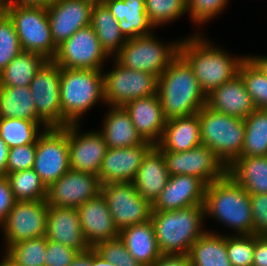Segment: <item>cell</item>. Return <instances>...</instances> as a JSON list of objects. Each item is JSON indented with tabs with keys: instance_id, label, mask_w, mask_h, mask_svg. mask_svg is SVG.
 <instances>
[{
	"instance_id": "ffe728a7",
	"label": "cell",
	"mask_w": 267,
	"mask_h": 266,
	"mask_svg": "<svg viewBox=\"0 0 267 266\" xmlns=\"http://www.w3.org/2000/svg\"><path fill=\"white\" fill-rule=\"evenodd\" d=\"M206 184L195 176H170L159 197L152 204V211H173L203 205Z\"/></svg>"
},
{
	"instance_id": "9c48e42d",
	"label": "cell",
	"mask_w": 267,
	"mask_h": 266,
	"mask_svg": "<svg viewBox=\"0 0 267 266\" xmlns=\"http://www.w3.org/2000/svg\"><path fill=\"white\" fill-rule=\"evenodd\" d=\"M114 68L103 73L105 104L125 106L127 103L157 93L158 77L144 71L123 67L114 60Z\"/></svg>"
},
{
	"instance_id": "11a10c76",
	"label": "cell",
	"mask_w": 267,
	"mask_h": 266,
	"mask_svg": "<svg viewBox=\"0 0 267 266\" xmlns=\"http://www.w3.org/2000/svg\"><path fill=\"white\" fill-rule=\"evenodd\" d=\"M258 69L267 76V57L266 56H247Z\"/></svg>"
},
{
	"instance_id": "d6986e66",
	"label": "cell",
	"mask_w": 267,
	"mask_h": 266,
	"mask_svg": "<svg viewBox=\"0 0 267 266\" xmlns=\"http://www.w3.org/2000/svg\"><path fill=\"white\" fill-rule=\"evenodd\" d=\"M154 145L145 141L141 145L120 149L108 148L98 178L101 185L111 182H130L135 179L144 156Z\"/></svg>"
},
{
	"instance_id": "816d5d0a",
	"label": "cell",
	"mask_w": 267,
	"mask_h": 266,
	"mask_svg": "<svg viewBox=\"0 0 267 266\" xmlns=\"http://www.w3.org/2000/svg\"><path fill=\"white\" fill-rule=\"evenodd\" d=\"M55 0H3L8 5H20V6H50Z\"/></svg>"
},
{
	"instance_id": "680465c9",
	"label": "cell",
	"mask_w": 267,
	"mask_h": 266,
	"mask_svg": "<svg viewBox=\"0 0 267 266\" xmlns=\"http://www.w3.org/2000/svg\"><path fill=\"white\" fill-rule=\"evenodd\" d=\"M7 5L3 2V0H0V10H6Z\"/></svg>"
},
{
	"instance_id": "d590c367",
	"label": "cell",
	"mask_w": 267,
	"mask_h": 266,
	"mask_svg": "<svg viewBox=\"0 0 267 266\" xmlns=\"http://www.w3.org/2000/svg\"><path fill=\"white\" fill-rule=\"evenodd\" d=\"M16 201H39L47 199V187L33 169L7 174Z\"/></svg>"
},
{
	"instance_id": "7c38bea8",
	"label": "cell",
	"mask_w": 267,
	"mask_h": 266,
	"mask_svg": "<svg viewBox=\"0 0 267 266\" xmlns=\"http://www.w3.org/2000/svg\"><path fill=\"white\" fill-rule=\"evenodd\" d=\"M170 176L187 175L201 179L206 185L227 175V166L207 146L200 145L183 152L161 151Z\"/></svg>"
},
{
	"instance_id": "8fae6325",
	"label": "cell",
	"mask_w": 267,
	"mask_h": 266,
	"mask_svg": "<svg viewBox=\"0 0 267 266\" xmlns=\"http://www.w3.org/2000/svg\"><path fill=\"white\" fill-rule=\"evenodd\" d=\"M32 169L47 188L70 169L68 136L62 128L41 131Z\"/></svg>"
},
{
	"instance_id": "ee69618b",
	"label": "cell",
	"mask_w": 267,
	"mask_h": 266,
	"mask_svg": "<svg viewBox=\"0 0 267 266\" xmlns=\"http://www.w3.org/2000/svg\"><path fill=\"white\" fill-rule=\"evenodd\" d=\"M228 0H187V12L195 25H202L219 15Z\"/></svg>"
},
{
	"instance_id": "7a4b0ae2",
	"label": "cell",
	"mask_w": 267,
	"mask_h": 266,
	"mask_svg": "<svg viewBox=\"0 0 267 266\" xmlns=\"http://www.w3.org/2000/svg\"><path fill=\"white\" fill-rule=\"evenodd\" d=\"M157 94L166 120L193 115L206 105V94L180 55L158 77Z\"/></svg>"
},
{
	"instance_id": "74e56055",
	"label": "cell",
	"mask_w": 267,
	"mask_h": 266,
	"mask_svg": "<svg viewBox=\"0 0 267 266\" xmlns=\"http://www.w3.org/2000/svg\"><path fill=\"white\" fill-rule=\"evenodd\" d=\"M47 238L36 237L11 245L5 254L19 266H45Z\"/></svg>"
},
{
	"instance_id": "f907efd6",
	"label": "cell",
	"mask_w": 267,
	"mask_h": 266,
	"mask_svg": "<svg viewBox=\"0 0 267 266\" xmlns=\"http://www.w3.org/2000/svg\"><path fill=\"white\" fill-rule=\"evenodd\" d=\"M252 266H267V236L255 235Z\"/></svg>"
},
{
	"instance_id": "6da1fadb",
	"label": "cell",
	"mask_w": 267,
	"mask_h": 266,
	"mask_svg": "<svg viewBox=\"0 0 267 266\" xmlns=\"http://www.w3.org/2000/svg\"><path fill=\"white\" fill-rule=\"evenodd\" d=\"M179 55L192 68L203 92L208 95L237 74L246 56L231 57L223 49L210 44L199 33L180 41Z\"/></svg>"
},
{
	"instance_id": "f1b7e54d",
	"label": "cell",
	"mask_w": 267,
	"mask_h": 266,
	"mask_svg": "<svg viewBox=\"0 0 267 266\" xmlns=\"http://www.w3.org/2000/svg\"><path fill=\"white\" fill-rule=\"evenodd\" d=\"M119 238L128 252L143 266H150L161 256L151 220L121 229Z\"/></svg>"
},
{
	"instance_id": "4316f807",
	"label": "cell",
	"mask_w": 267,
	"mask_h": 266,
	"mask_svg": "<svg viewBox=\"0 0 267 266\" xmlns=\"http://www.w3.org/2000/svg\"><path fill=\"white\" fill-rule=\"evenodd\" d=\"M201 145L198 113L166 121L163 136L155 145L160 151L183 152Z\"/></svg>"
},
{
	"instance_id": "ab89813d",
	"label": "cell",
	"mask_w": 267,
	"mask_h": 266,
	"mask_svg": "<svg viewBox=\"0 0 267 266\" xmlns=\"http://www.w3.org/2000/svg\"><path fill=\"white\" fill-rule=\"evenodd\" d=\"M145 11L153 27L175 21L187 12V0H145Z\"/></svg>"
},
{
	"instance_id": "d6a6232c",
	"label": "cell",
	"mask_w": 267,
	"mask_h": 266,
	"mask_svg": "<svg viewBox=\"0 0 267 266\" xmlns=\"http://www.w3.org/2000/svg\"><path fill=\"white\" fill-rule=\"evenodd\" d=\"M191 266H232L227 255L226 236L207 231L188 252Z\"/></svg>"
},
{
	"instance_id": "ac0fdd59",
	"label": "cell",
	"mask_w": 267,
	"mask_h": 266,
	"mask_svg": "<svg viewBox=\"0 0 267 266\" xmlns=\"http://www.w3.org/2000/svg\"><path fill=\"white\" fill-rule=\"evenodd\" d=\"M96 0H55L47 8L52 39L56 46L76 31L91 24L92 8Z\"/></svg>"
},
{
	"instance_id": "4dcf8cb0",
	"label": "cell",
	"mask_w": 267,
	"mask_h": 266,
	"mask_svg": "<svg viewBox=\"0 0 267 266\" xmlns=\"http://www.w3.org/2000/svg\"><path fill=\"white\" fill-rule=\"evenodd\" d=\"M90 26L108 56H116L127 41L120 32L118 21L102 1L93 5Z\"/></svg>"
},
{
	"instance_id": "3957f363",
	"label": "cell",
	"mask_w": 267,
	"mask_h": 266,
	"mask_svg": "<svg viewBox=\"0 0 267 266\" xmlns=\"http://www.w3.org/2000/svg\"><path fill=\"white\" fill-rule=\"evenodd\" d=\"M204 206L173 211H152L151 221L161 254H188L192 244L208 230L202 228Z\"/></svg>"
},
{
	"instance_id": "e575fe53",
	"label": "cell",
	"mask_w": 267,
	"mask_h": 266,
	"mask_svg": "<svg viewBox=\"0 0 267 266\" xmlns=\"http://www.w3.org/2000/svg\"><path fill=\"white\" fill-rule=\"evenodd\" d=\"M244 122L242 157L267 156V109L257 108Z\"/></svg>"
},
{
	"instance_id": "9f6ffc18",
	"label": "cell",
	"mask_w": 267,
	"mask_h": 266,
	"mask_svg": "<svg viewBox=\"0 0 267 266\" xmlns=\"http://www.w3.org/2000/svg\"><path fill=\"white\" fill-rule=\"evenodd\" d=\"M91 266H115L91 248Z\"/></svg>"
},
{
	"instance_id": "f5cc1de1",
	"label": "cell",
	"mask_w": 267,
	"mask_h": 266,
	"mask_svg": "<svg viewBox=\"0 0 267 266\" xmlns=\"http://www.w3.org/2000/svg\"><path fill=\"white\" fill-rule=\"evenodd\" d=\"M9 147L0 137V177L7 176V158L9 154Z\"/></svg>"
},
{
	"instance_id": "83f0119b",
	"label": "cell",
	"mask_w": 267,
	"mask_h": 266,
	"mask_svg": "<svg viewBox=\"0 0 267 266\" xmlns=\"http://www.w3.org/2000/svg\"><path fill=\"white\" fill-rule=\"evenodd\" d=\"M109 107L110 111L103 118V129L99 131L108 148L120 149L143 144L145 140L134 127L124 106Z\"/></svg>"
},
{
	"instance_id": "f546056e",
	"label": "cell",
	"mask_w": 267,
	"mask_h": 266,
	"mask_svg": "<svg viewBox=\"0 0 267 266\" xmlns=\"http://www.w3.org/2000/svg\"><path fill=\"white\" fill-rule=\"evenodd\" d=\"M227 175L248 194H267V156L236 158Z\"/></svg>"
},
{
	"instance_id": "db71d44e",
	"label": "cell",
	"mask_w": 267,
	"mask_h": 266,
	"mask_svg": "<svg viewBox=\"0 0 267 266\" xmlns=\"http://www.w3.org/2000/svg\"><path fill=\"white\" fill-rule=\"evenodd\" d=\"M69 266H91V248L85 253H79Z\"/></svg>"
},
{
	"instance_id": "b9f144b4",
	"label": "cell",
	"mask_w": 267,
	"mask_h": 266,
	"mask_svg": "<svg viewBox=\"0 0 267 266\" xmlns=\"http://www.w3.org/2000/svg\"><path fill=\"white\" fill-rule=\"evenodd\" d=\"M21 51L13 22L5 14L0 20V73Z\"/></svg>"
},
{
	"instance_id": "91938a15",
	"label": "cell",
	"mask_w": 267,
	"mask_h": 266,
	"mask_svg": "<svg viewBox=\"0 0 267 266\" xmlns=\"http://www.w3.org/2000/svg\"><path fill=\"white\" fill-rule=\"evenodd\" d=\"M6 14V10H0V20Z\"/></svg>"
},
{
	"instance_id": "e0dca14e",
	"label": "cell",
	"mask_w": 267,
	"mask_h": 266,
	"mask_svg": "<svg viewBox=\"0 0 267 266\" xmlns=\"http://www.w3.org/2000/svg\"><path fill=\"white\" fill-rule=\"evenodd\" d=\"M62 129L68 136L70 169L98 176L108 150L99 130L81 134L78 130L79 124H69Z\"/></svg>"
},
{
	"instance_id": "cb8c5ba5",
	"label": "cell",
	"mask_w": 267,
	"mask_h": 266,
	"mask_svg": "<svg viewBox=\"0 0 267 266\" xmlns=\"http://www.w3.org/2000/svg\"><path fill=\"white\" fill-rule=\"evenodd\" d=\"M206 106L241 119H245L257 109L238 74L206 95Z\"/></svg>"
},
{
	"instance_id": "ba28073f",
	"label": "cell",
	"mask_w": 267,
	"mask_h": 266,
	"mask_svg": "<svg viewBox=\"0 0 267 266\" xmlns=\"http://www.w3.org/2000/svg\"><path fill=\"white\" fill-rule=\"evenodd\" d=\"M153 34L127 39L114 56L116 61L125 68L159 77L179 55L180 40L170 44L161 43Z\"/></svg>"
},
{
	"instance_id": "30bf717a",
	"label": "cell",
	"mask_w": 267,
	"mask_h": 266,
	"mask_svg": "<svg viewBox=\"0 0 267 266\" xmlns=\"http://www.w3.org/2000/svg\"><path fill=\"white\" fill-rule=\"evenodd\" d=\"M101 193L119 231L151 219L152 204L141 197L133 183H106L101 186Z\"/></svg>"
},
{
	"instance_id": "7402d4cb",
	"label": "cell",
	"mask_w": 267,
	"mask_h": 266,
	"mask_svg": "<svg viewBox=\"0 0 267 266\" xmlns=\"http://www.w3.org/2000/svg\"><path fill=\"white\" fill-rule=\"evenodd\" d=\"M46 238L71 247L79 253H85L91 248L84 238L76 208L49 206Z\"/></svg>"
},
{
	"instance_id": "9a60e30c",
	"label": "cell",
	"mask_w": 267,
	"mask_h": 266,
	"mask_svg": "<svg viewBox=\"0 0 267 266\" xmlns=\"http://www.w3.org/2000/svg\"><path fill=\"white\" fill-rule=\"evenodd\" d=\"M48 211L47 200L16 201L1 225L5 235V251L15 243L46 236Z\"/></svg>"
},
{
	"instance_id": "5b68a950",
	"label": "cell",
	"mask_w": 267,
	"mask_h": 266,
	"mask_svg": "<svg viewBox=\"0 0 267 266\" xmlns=\"http://www.w3.org/2000/svg\"><path fill=\"white\" fill-rule=\"evenodd\" d=\"M60 98L62 127L78 124L83 113L105 102L102 70L61 68Z\"/></svg>"
},
{
	"instance_id": "7bdbcfd3",
	"label": "cell",
	"mask_w": 267,
	"mask_h": 266,
	"mask_svg": "<svg viewBox=\"0 0 267 266\" xmlns=\"http://www.w3.org/2000/svg\"><path fill=\"white\" fill-rule=\"evenodd\" d=\"M93 249L115 266H143L128 252L124 242L119 237L101 241Z\"/></svg>"
},
{
	"instance_id": "44dd1931",
	"label": "cell",
	"mask_w": 267,
	"mask_h": 266,
	"mask_svg": "<svg viewBox=\"0 0 267 266\" xmlns=\"http://www.w3.org/2000/svg\"><path fill=\"white\" fill-rule=\"evenodd\" d=\"M85 240L93 248L97 243L119 237L104 195L100 192L77 208Z\"/></svg>"
},
{
	"instance_id": "f6af8a7d",
	"label": "cell",
	"mask_w": 267,
	"mask_h": 266,
	"mask_svg": "<svg viewBox=\"0 0 267 266\" xmlns=\"http://www.w3.org/2000/svg\"><path fill=\"white\" fill-rule=\"evenodd\" d=\"M36 156V141L31 144L9 149L7 174L32 169Z\"/></svg>"
},
{
	"instance_id": "2e32d148",
	"label": "cell",
	"mask_w": 267,
	"mask_h": 266,
	"mask_svg": "<svg viewBox=\"0 0 267 266\" xmlns=\"http://www.w3.org/2000/svg\"><path fill=\"white\" fill-rule=\"evenodd\" d=\"M97 175L69 169L47 188V204L59 208H78L101 192Z\"/></svg>"
},
{
	"instance_id": "1f68e13d",
	"label": "cell",
	"mask_w": 267,
	"mask_h": 266,
	"mask_svg": "<svg viewBox=\"0 0 267 266\" xmlns=\"http://www.w3.org/2000/svg\"><path fill=\"white\" fill-rule=\"evenodd\" d=\"M0 118H20L48 127L37 117L29 86L0 87Z\"/></svg>"
},
{
	"instance_id": "6f0895ef",
	"label": "cell",
	"mask_w": 267,
	"mask_h": 266,
	"mask_svg": "<svg viewBox=\"0 0 267 266\" xmlns=\"http://www.w3.org/2000/svg\"><path fill=\"white\" fill-rule=\"evenodd\" d=\"M0 266H19L13 260H11L6 254L3 256Z\"/></svg>"
},
{
	"instance_id": "60d3db41",
	"label": "cell",
	"mask_w": 267,
	"mask_h": 266,
	"mask_svg": "<svg viewBox=\"0 0 267 266\" xmlns=\"http://www.w3.org/2000/svg\"><path fill=\"white\" fill-rule=\"evenodd\" d=\"M255 235H226L227 255L232 266H252Z\"/></svg>"
},
{
	"instance_id": "5bb4252c",
	"label": "cell",
	"mask_w": 267,
	"mask_h": 266,
	"mask_svg": "<svg viewBox=\"0 0 267 266\" xmlns=\"http://www.w3.org/2000/svg\"><path fill=\"white\" fill-rule=\"evenodd\" d=\"M60 70L56 63L48 60L29 85L37 117L48 128H62Z\"/></svg>"
},
{
	"instance_id": "7dc6e473",
	"label": "cell",
	"mask_w": 267,
	"mask_h": 266,
	"mask_svg": "<svg viewBox=\"0 0 267 266\" xmlns=\"http://www.w3.org/2000/svg\"><path fill=\"white\" fill-rule=\"evenodd\" d=\"M45 266H69L79 252L66 245L47 240Z\"/></svg>"
},
{
	"instance_id": "f35d334b",
	"label": "cell",
	"mask_w": 267,
	"mask_h": 266,
	"mask_svg": "<svg viewBox=\"0 0 267 266\" xmlns=\"http://www.w3.org/2000/svg\"><path fill=\"white\" fill-rule=\"evenodd\" d=\"M238 75L243 80L255 107L267 109V76L247 56L239 66Z\"/></svg>"
},
{
	"instance_id": "8992f818",
	"label": "cell",
	"mask_w": 267,
	"mask_h": 266,
	"mask_svg": "<svg viewBox=\"0 0 267 266\" xmlns=\"http://www.w3.org/2000/svg\"><path fill=\"white\" fill-rule=\"evenodd\" d=\"M201 145L211 149L228 167L242 157L244 119L214 111L206 105L198 112Z\"/></svg>"
},
{
	"instance_id": "836d02e7",
	"label": "cell",
	"mask_w": 267,
	"mask_h": 266,
	"mask_svg": "<svg viewBox=\"0 0 267 266\" xmlns=\"http://www.w3.org/2000/svg\"><path fill=\"white\" fill-rule=\"evenodd\" d=\"M47 61L38 53L22 50L0 73V87L29 86Z\"/></svg>"
},
{
	"instance_id": "c3c4849f",
	"label": "cell",
	"mask_w": 267,
	"mask_h": 266,
	"mask_svg": "<svg viewBox=\"0 0 267 266\" xmlns=\"http://www.w3.org/2000/svg\"><path fill=\"white\" fill-rule=\"evenodd\" d=\"M15 202L9 180L6 177H0V226L5 222Z\"/></svg>"
},
{
	"instance_id": "d4e9b609",
	"label": "cell",
	"mask_w": 267,
	"mask_h": 266,
	"mask_svg": "<svg viewBox=\"0 0 267 266\" xmlns=\"http://www.w3.org/2000/svg\"><path fill=\"white\" fill-rule=\"evenodd\" d=\"M169 177L163 153L154 145L144 156L132 183L141 197L153 204Z\"/></svg>"
},
{
	"instance_id": "4fadbf2b",
	"label": "cell",
	"mask_w": 267,
	"mask_h": 266,
	"mask_svg": "<svg viewBox=\"0 0 267 266\" xmlns=\"http://www.w3.org/2000/svg\"><path fill=\"white\" fill-rule=\"evenodd\" d=\"M107 57L109 56L102 49L96 33L89 25L79 29L57 46L52 61L60 68L103 70L102 66Z\"/></svg>"
},
{
	"instance_id": "bcb514c9",
	"label": "cell",
	"mask_w": 267,
	"mask_h": 266,
	"mask_svg": "<svg viewBox=\"0 0 267 266\" xmlns=\"http://www.w3.org/2000/svg\"><path fill=\"white\" fill-rule=\"evenodd\" d=\"M253 234L267 236V194H249Z\"/></svg>"
},
{
	"instance_id": "603a6c76",
	"label": "cell",
	"mask_w": 267,
	"mask_h": 266,
	"mask_svg": "<svg viewBox=\"0 0 267 266\" xmlns=\"http://www.w3.org/2000/svg\"><path fill=\"white\" fill-rule=\"evenodd\" d=\"M124 108L128 111L131 121L141 137L153 145H157L164 132L166 119L163 114L159 95L135 99Z\"/></svg>"
},
{
	"instance_id": "681fc988",
	"label": "cell",
	"mask_w": 267,
	"mask_h": 266,
	"mask_svg": "<svg viewBox=\"0 0 267 266\" xmlns=\"http://www.w3.org/2000/svg\"><path fill=\"white\" fill-rule=\"evenodd\" d=\"M150 266H191L188 254H161Z\"/></svg>"
},
{
	"instance_id": "484cf974",
	"label": "cell",
	"mask_w": 267,
	"mask_h": 266,
	"mask_svg": "<svg viewBox=\"0 0 267 266\" xmlns=\"http://www.w3.org/2000/svg\"><path fill=\"white\" fill-rule=\"evenodd\" d=\"M119 23L126 39L146 36L154 29L145 11V0H102Z\"/></svg>"
},
{
	"instance_id": "277c9868",
	"label": "cell",
	"mask_w": 267,
	"mask_h": 266,
	"mask_svg": "<svg viewBox=\"0 0 267 266\" xmlns=\"http://www.w3.org/2000/svg\"><path fill=\"white\" fill-rule=\"evenodd\" d=\"M203 206L205 216H213L238 235L253 234L249 194L229 175L206 185Z\"/></svg>"
},
{
	"instance_id": "8d00e7d4",
	"label": "cell",
	"mask_w": 267,
	"mask_h": 266,
	"mask_svg": "<svg viewBox=\"0 0 267 266\" xmlns=\"http://www.w3.org/2000/svg\"><path fill=\"white\" fill-rule=\"evenodd\" d=\"M40 125L35 121L20 118H0V137L9 148L34 143Z\"/></svg>"
},
{
	"instance_id": "52a82bcc",
	"label": "cell",
	"mask_w": 267,
	"mask_h": 266,
	"mask_svg": "<svg viewBox=\"0 0 267 266\" xmlns=\"http://www.w3.org/2000/svg\"><path fill=\"white\" fill-rule=\"evenodd\" d=\"M6 14L13 22L23 51L38 53L47 60L55 57L57 46L52 39L46 7L8 5Z\"/></svg>"
}]
</instances>
